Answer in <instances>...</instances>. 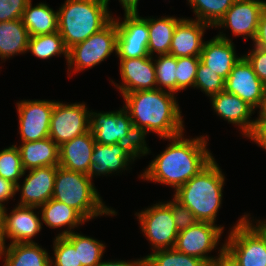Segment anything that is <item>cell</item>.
<instances>
[{
	"mask_svg": "<svg viewBox=\"0 0 266 266\" xmlns=\"http://www.w3.org/2000/svg\"><path fill=\"white\" fill-rule=\"evenodd\" d=\"M30 0H0V22L21 19Z\"/></svg>",
	"mask_w": 266,
	"mask_h": 266,
	"instance_id": "40",
	"label": "cell"
},
{
	"mask_svg": "<svg viewBox=\"0 0 266 266\" xmlns=\"http://www.w3.org/2000/svg\"><path fill=\"white\" fill-rule=\"evenodd\" d=\"M29 37L21 19L0 22V58L26 53Z\"/></svg>",
	"mask_w": 266,
	"mask_h": 266,
	"instance_id": "28",
	"label": "cell"
},
{
	"mask_svg": "<svg viewBox=\"0 0 266 266\" xmlns=\"http://www.w3.org/2000/svg\"><path fill=\"white\" fill-rule=\"evenodd\" d=\"M222 233L223 227L198 221L195 225L178 233L174 248L189 256L202 259L212 266L219 255L216 256L217 258L207 255L216 248Z\"/></svg>",
	"mask_w": 266,
	"mask_h": 266,
	"instance_id": "11",
	"label": "cell"
},
{
	"mask_svg": "<svg viewBox=\"0 0 266 266\" xmlns=\"http://www.w3.org/2000/svg\"><path fill=\"white\" fill-rule=\"evenodd\" d=\"M145 266H209L204 260L175 248L157 250L145 256Z\"/></svg>",
	"mask_w": 266,
	"mask_h": 266,
	"instance_id": "33",
	"label": "cell"
},
{
	"mask_svg": "<svg viewBox=\"0 0 266 266\" xmlns=\"http://www.w3.org/2000/svg\"><path fill=\"white\" fill-rule=\"evenodd\" d=\"M210 101L216 114L229 123L239 126L243 136L248 137L252 133L255 120H251L250 116L255 109L246 101L225 90L211 96Z\"/></svg>",
	"mask_w": 266,
	"mask_h": 266,
	"instance_id": "19",
	"label": "cell"
},
{
	"mask_svg": "<svg viewBox=\"0 0 266 266\" xmlns=\"http://www.w3.org/2000/svg\"><path fill=\"white\" fill-rule=\"evenodd\" d=\"M263 110L266 112V102H265V106H264Z\"/></svg>",
	"mask_w": 266,
	"mask_h": 266,
	"instance_id": "49",
	"label": "cell"
},
{
	"mask_svg": "<svg viewBox=\"0 0 266 266\" xmlns=\"http://www.w3.org/2000/svg\"><path fill=\"white\" fill-rule=\"evenodd\" d=\"M6 247L5 239L3 235V208L0 207V253Z\"/></svg>",
	"mask_w": 266,
	"mask_h": 266,
	"instance_id": "48",
	"label": "cell"
},
{
	"mask_svg": "<svg viewBox=\"0 0 266 266\" xmlns=\"http://www.w3.org/2000/svg\"><path fill=\"white\" fill-rule=\"evenodd\" d=\"M21 143L18 149L24 171L59 166V146L50 137Z\"/></svg>",
	"mask_w": 266,
	"mask_h": 266,
	"instance_id": "24",
	"label": "cell"
},
{
	"mask_svg": "<svg viewBox=\"0 0 266 266\" xmlns=\"http://www.w3.org/2000/svg\"><path fill=\"white\" fill-rule=\"evenodd\" d=\"M119 60L122 84L114 85L122 96L130 92L157 89L153 56Z\"/></svg>",
	"mask_w": 266,
	"mask_h": 266,
	"instance_id": "17",
	"label": "cell"
},
{
	"mask_svg": "<svg viewBox=\"0 0 266 266\" xmlns=\"http://www.w3.org/2000/svg\"><path fill=\"white\" fill-rule=\"evenodd\" d=\"M174 94L154 89L123 95L133 128L145 143L146 134L151 131L165 140L183 133L184 121Z\"/></svg>",
	"mask_w": 266,
	"mask_h": 266,
	"instance_id": "2",
	"label": "cell"
},
{
	"mask_svg": "<svg viewBox=\"0 0 266 266\" xmlns=\"http://www.w3.org/2000/svg\"><path fill=\"white\" fill-rule=\"evenodd\" d=\"M116 21L112 19L104 28L88 39L68 49V73L92 68L107 59L117 48Z\"/></svg>",
	"mask_w": 266,
	"mask_h": 266,
	"instance_id": "8",
	"label": "cell"
},
{
	"mask_svg": "<svg viewBox=\"0 0 266 266\" xmlns=\"http://www.w3.org/2000/svg\"><path fill=\"white\" fill-rule=\"evenodd\" d=\"M124 21H116L117 48L119 59L139 58L150 56L148 53V18L139 17L138 12L125 13Z\"/></svg>",
	"mask_w": 266,
	"mask_h": 266,
	"instance_id": "12",
	"label": "cell"
},
{
	"mask_svg": "<svg viewBox=\"0 0 266 266\" xmlns=\"http://www.w3.org/2000/svg\"><path fill=\"white\" fill-rule=\"evenodd\" d=\"M208 27L211 26L196 19L182 18L175 28L169 54L176 58L200 57L204 45L202 36Z\"/></svg>",
	"mask_w": 266,
	"mask_h": 266,
	"instance_id": "21",
	"label": "cell"
},
{
	"mask_svg": "<svg viewBox=\"0 0 266 266\" xmlns=\"http://www.w3.org/2000/svg\"><path fill=\"white\" fill-rule=\"evenodd\" d=\"M56 101L22 100L17 103L19 133L22 142L49 137L51 114Z\"/></svg>",
	"mask_w": 266,
	"mask_h": 266,
	"instance_id": "14",
	"label": "cell"
},
{
	"mask_svg": "<svg viewBox=\"0 0 266 266\" xmlns=\"http://www.w3.org/2000/svg\"><path fill=\"white\" fill-rule=\"evenodd\" d=\"M39 208H41L42 223H45L46 226L54 229L68 226L66 230L62 231L57 236H67L73 232L71 229L86 222L75 209L53 198Z\"/></svg>",
	"mask_w": 266,
	"mask_h": 266,
	"instance_id": "26",
	"label": "cell"
},
{
	"mask_svg": "<svg viewBox=\"0 0 266 266\" xmlns=\"http://www.w3.org/2000/svg\"><path fill=\"white\" fill-rule=\"evenodd\" d=\"M52 198L75 209L86 221L117 212L104 205L92 180L82 172L57 166Z\"/></svg>",
	"mask_w": 266,
	"mask_h": 266,
	"instance_id": "5",
	"label": "cell"
},
{
	"mask_svg": "<svg viewBox=\"0 0 266 266\" xmlns=\"http://www.w3.org/2000/svg\"><path fill=\"white\" fill-rule=\"evenodd\" d=\"M248 138L266 150V112L264 110H259L254 129Z\"/></svg>",
	"mask_w": 266,
	"mask_h": 266,
	"instance_id": "42",
	"label": "cell"
},
{
	"mask_svg": "<svg viewBox=\"0 0 266 266\" xmlns=\"http://www.w3.org/2000/svg\"><path fill=\"white\" fill-rule=\"evenodd\" d=\"M157 89L176 94L177 58L171 54L159 55L154 60ZM166 87V88H164Z\"/></svg>",
	"mask_w": 266,
	"mask_h": 266,
	"instance_id": "34",
	"label": "cell"
},
{
	"mask_svg": "<svg viewBox=\"0 0 266 266\" xmlns=\"http://www.w3.org/2000/svg\"><path fill=\"white\" fill-rule=\"evenodd\" d=\"M89 130L96 143L118 144L134 160L150 152L146 143L135 131L128 111L123 107L111 112H91Z\"/></svg>",
	"mask_w": 266,
	"mask_h": 266,
	"instance_id": "6",
	"label": "cell"
},
{
	"mask_svg": "<svg viewBox=\"0 0 266 266\" xmlns=\"http://www.w3.org/2000/svg\"><path fill=\"white\" fill-rule=\"evenodd\" d=\"M4 266H51L48 252L38 243H15L5 247L0 253Z\"/></svg>",
	"mask_w": 266,
	"mask_h": 266,
	"instance_id": "25",
	"label": "cell"
},
{
	"mask_svg": "<svg viewBox=\"0 0 266 266\" xmlns=\"http://www.w3.org/2000/svg\"><path fill=\"white\" fill-rule=\"evenodd\" d=\"M34 209L38 207L17 206L7 214L6 207L3 208V235L4 239H11L9 245L15 243H34L32 238L42 229V220Z\"/></svg>",
	"mask_w": 266,
	"mask_h": 266,
	"instance_id": "16",
	"label": "cell"
},
{
	"mask_svg": "<svg viewBox=\"0 0 266 266\" xmlns=\"http://www.w3.org/2000/svg\"><path fill=\"white\" fill-rule=\"evenodd\" d=\"M97 266H145V257L136 261H101Z\"/></svg>",
	"mask_w": 266,
	"mask_h": 266,
	"instance_id": "46",
	"label": "cell"
},
{
	"mask_svg": "<svg viewBox=\"0 0 266 266\" xmlns=\"http://www.w3.org/2000/svg\"><path fill=\"white\" fill-rule=\"evenodd\" d=\"M225 177L213 159L203 170L178 188L174 198L185 205L200 222L214 223L222 204Z\"/></svg>",
	"mask_w": 266,
	"mask_h": 266,
	"instance_id": "3",
	"label": "cell"
},
{
	"mask_svg": "<svg viewBox=\"0 0 266 266\" xmlns=\"http://www.w3.org/2000/svg\"><path fill=\"white\" fill-rule=\"evenodd\" d=\"M65 237L78 249V265L97 266L102 261L106 247L102 242L75 231Z\"/></svg>",
	"mask_w": 266,
	"mask_h": 266,
	"instance_id": "30",
	"label": "cell"
},
{
	"mask_svg": "<svg viewBox=\"0 0 266 266\" xmlns=\"http://www.w3.org/2000/svg\"><path fill=\"white\" fill-rule=\"evenodd\" d=\"M95 143L90 130L63 143L59 146V166L86 174L91 163Z\"/></svg>",
	"mask_w": 266,
	"mask_h": 266,
	"instance_id": "22",
	"label": "cell"
},
{
	"mask_svg": "<svg viewBox=\"0 0 266 266\" xmlns=\"http://www.w3.org/2000/svg\"><path fill=\"white\" fill-rule=\"evenodd\" d=\"M182 18L160 17L159 19L148 18L149 40L148 53L164 55L170 53V45L177 23Z\"/></svg>",
	"mask_w": 266,
	"mask_h": 266,
	"instance_id": "29",
	"label": "cell"
},
{
	"mask_svg": "<svg viewBox=\"0 0 266 266\" xmlns=\"http://www.w3.org/2000/svg\"><path fill=\"white\" fill-rule=\"evenodd\" d=\"M84 103H54L49 137L58 145L89 131L90 111Z\"/></svg>",
	"mask_w": 266,
	"mask_h": 266,
	"instance_id": "10",
	"label": "cell"
},
{
	"mask_svg": "<svg viewBox=\"0 0 266 266\" xmlns=\"http://www.w3.org/2000/svg\"><path fill=\"white\" fill-rule=\"evenodd\" d=\"M106 5L108 6V2L110 0H103ZM120 3L122 4L123 8H124V12L125 13H135L138 12V1L139 0H119Z\"/></svg>",
	"mask_w": 266,
	"mask_h": 266,
	"instance_id": "47",
	"label": "cell"
},
{
	"mask_svg": "<svg viewBox=\"0 0 266 266\" xmlns=\"http://www.w3.org/2000/svg\"><path fill=\"white\" fill-rule=\"evenodd\" d=\"M265 1L235 0L214 27L230 28L233 35L255 39Z\"/></svg>",
	"mask_w": 266,
	"mask_h": 266,
	"instance_id": "15",
	"label": "cell"
},
{
	"mask_svg": "<svg viewBox=\"0 0 266 266\" xmlns=\"http://www.w3.org/2000/svg\"><path fill=\"white\" fill-rule=\"evenodd\" d=\"M196 20L214 27L232 6L235 0H187Z\"/></svg>",
	"mask_w": 266,
	"mask_h": 266,
	"instance_id": "32",
	"label": "cell"
},
{
	"mask_svg": "<svg viewBox=\"0 0 266 266\" xmlns=\"http://www.w3.org/2000/svg\"><path fill=\"white\" fill-rule=\"evenodd\" d=\"M166 203L172 210V216L178 232L186 230L198 222L191 210L185 205L181 204L175 198H173L172 201H167Z\"/></svg>",
	"mask_w": 266,
	"mask_h": 266,
	"instance_id": "39",
	"label": "cell"
},
{
	"mask_svg": "<svg viewBox=\"0 0 266 266\" xmlns=\"http://www.w3.org/2000/svg\"><path fill=\"white\" fill-rule=\"evenodd\" d=\"M219 257L212 266H240L226 251L225 244L219 250Z\"/></svg>",
	"mask_w": 266,
	"mask_h": 266,
	"instance_id": "45",
	"label": "cell"
},
{
	"mask_svg": "<svg viewBox=\"0 0 266 266\" xmlns=\"http://www.w3.org/2000/svg\"><path fill=\"white\" fill-rule=\"evenodd\" d=\"M195 88L201 89L202 92H205L207 96L211 97L224 91L225 79L214 73L200 61L195 77Z\"/></svg>",
	"mask_w": 266,
	"mask_h": 266,
	"instance_id": "36",
	"label": "cell"
},
{
	"mask_svg": "<svg viewBox=\"0 0 266 266\" xmlns=\"http://www.w3.org/2000/svg\"><path fill=\"white\" fill-rule=\"evenodd\" d=\"M27 51L32 52L40 59H49L64 54L65 59L68 60V49L65 47L63 38L58 31L29 37Z\"/></svg>",
	"mask_w": 266,
	"mask_h": 266,
	"instance_id": "31",
	"label": "cell"
},
{
	"mask_svg": "<svg viewBox=\"0 0 266 266\" xmlns=\"http://www.w3.org/2000/svg\"><path fill=\"white\" fill-rule=\"evenodd\" d=\"M221 33L223 32L204 42L200 61L214 73L226 79L242 56L236 55L232 40Z\"/></svg>",
	"mask_w": 266,
	"mask_h": 266,
	"instance_id": "20",
	"label": "cell"
},
{
	"mask_svg": "<svg viewBox=\"0 0 266 266\" xmlns=\"http://www.w3.org/2000/svg\"><path fill=\"white\" fill-rule=\"evenodd\" d=\"M200 57H179L177 58L176 70V92L185 88L193 87Z\"/></svg>",
	"mask_w": 266,
	"mask_h": 266,
	"instance_id": "37",
	"label": "cell"
},
{
	"mask_svg": "<svg viewBox=\"0 0 266 266\" xmlns=\"http://www.w3.org/2000/svg\"><path fill=\"white\" fill-rule=\"evenodd\" d=\"M254 46L266 49V6L264 7L258 24L257 34L253 40Z\"/></svg>",
	"mask_w": 266,
	"mask_h": 266,
	"instance_id": "43",
	"label": "cell"
},
{
	"mask_svg": "<svg viewBox=\"0 0 266 266\" xmlns=\"http://www.w3.org/2000/svg\"><path fill=\"white\" fill-rule=\"evenodd\" d=\"M16 194V185L0 176V207L4 208L5 201H8Z\"/></svg>",
	"mask_w": 266,
	"mask_h": 266,
	"instance_id": "44",
	"label": "cell"
},
{
	"mask_svg": "<svg viewBox=\"0 0 266 266\" xmlns=\"http://www.w3.org/2000/svg\"><path fill=\"white\" fill-rule=\"evenodd\" d=\"M53 242L51 266H82L78 265V249L65 236H56Z\"/></svg>",
	"mask_w": 266,
	"mask_h": 266,
	"instance_id": "38",
	"label": "cell"
},
{
	"mask_svg": "<svg viewBox=\"0 0 266 266\" xmlns=\"http://www.w3.org/2000/svg\"><path fill=\"white\" fill-rule=\"evenodd\" d=\"M134 159L118 144L103 145L95 143L91 163L86 175L92 180L95 176L126 170Z\"/></svg>",
	"mask_w": 266,
	"mask_h": 266,
	"instance_id": "23",
	"label": "cell"
},
{
	"mask_svg": "<svg viewBox=\"0 0 266 266\" xmlns=\"http://www.w3.org/2000/svg\"><path fill=\"white\" fill-rule=\"evenodd\" d=\"M249 216L243 215L232 227L224 243L225 251L240 266H266V220H257L253 225Z\"/></svg>",
	"mask_w": 266,
	"mask_h": 266,
	"instance_id": "7",
	"label": "cell"
},
{
	"mask_svg": "<svg viewBox=\"0 0 266 266\" xmlns=\"http://www.w3.org/2000/svg\"><path fill=\"white\" fill-rule=\"evenodd\" d=\"M246 55H243L252 66L258 78L266 85V49L253 47Z\"/></svg>",
	"mask_w": 266,
	"mask_h": 266,
	"instance_id": "41",
	"label": "cell"
},
{
	"mask_svg": "<svg viewBox=\"0 0 266 266\" xmlns=\"http://www.w3.org/2000/svg\"><path fill=\"white\" fill-rule=\"evenodd\" d=\"M103 0H66L58 11V32L67 49L104 28L112 19Z\"/></svg>",
	"mask_w": 266,
	"mask_h": 266,
	"instance_id": "4",
	"label": "cell"
},
{
	"mask_svg": "<svg viewBox=\"0 0 266 266\" xmlns=\"http://www.w3.org/2000/svg\"><path fill=\"white\" fill-rule=\"evenodd\" d=\"M140 228L151 242L152 250H164L175 247L178 230L167 203H156L152 207L136 212Z\"/></svg>",
	"mask_w": 266,
	"mask_h": 266,
	"instance_id": "9",
	"label": "cell"
},
{
	"mask_svg": "<svg viewBox=\"0 0 266 266\" xmlns=\"http://www.w3.org/2000/svg\"><path fill=\"white\" fill-rule=\"evenodd\" d=\"M57 166H47L29 170L23 185L16 186V192L21 193L23 206L40 207L52 198ZM21 186V187H20Z\"/></svg>",
	"mask_w": 266,
	"mask_h": 266,
	"instance_id": "18",
	"label": "cell"
},
{
	"mask_svg": "<svg viewBox=\"0 0 266 266\" xmlns=\"http://www.w3.org/2000/svg\"><path fill=\"white\" fill-rule=\"evenodd\" d=\"M17 145L0 151V176L17 186L19 179L25 175Z\"/></svg>",
	"mask_w": 266,
	"mask_h": 266,
	"instance_id": "35",
	"label": "cell"
},
{
	"mask_svg": "<svg viewBox=\"0 0 266 266\" xmlns=\"http://www.w3.org/2000/svg\"><path fill=\"white\" fill-rule=\"evenodd\" d=\"M30 0L22 15L23 25L30 37L51 34L58 31V11H54L46 3L32 6Z\"/></svg>",
	"mask_w": 266,
	"mask_h": 266,
	"instance_id": "27",
	"label": "cell"
},
{
	"mask_svg": "<svg viewBox=\"0 0 266 266\" xmlns=\"http://www.w3.org/2000/svg\"><path fill=\"white\" fill-rule=\"evenodd\" d=\"M183 135L168 138L171 144L149 163L142 179L170 185L176 191L214 159L206 147L208 137L185 139Z\"/></svg>",
	"mask_w": 266,
	"mask_h": 266,
	"instance_id": "1",
	"label": "cell"
},
{
	"mask_svg": "<svg viewBox=\"0 0 266 266\" xmlns=\"http://www.w3.org/2000/svg\"><path fill=\"white\" fill-rule=\"evenodd\" d=\"M224 90L237 95L255 110H263L266 102V85L258 78L244 56L234 65L225 79Z\"/></svg>",
	"mask_w": 266,
	"mask_h": 266,
	"instance_id": "13",
	"label": "cell"
}]
</instances>
